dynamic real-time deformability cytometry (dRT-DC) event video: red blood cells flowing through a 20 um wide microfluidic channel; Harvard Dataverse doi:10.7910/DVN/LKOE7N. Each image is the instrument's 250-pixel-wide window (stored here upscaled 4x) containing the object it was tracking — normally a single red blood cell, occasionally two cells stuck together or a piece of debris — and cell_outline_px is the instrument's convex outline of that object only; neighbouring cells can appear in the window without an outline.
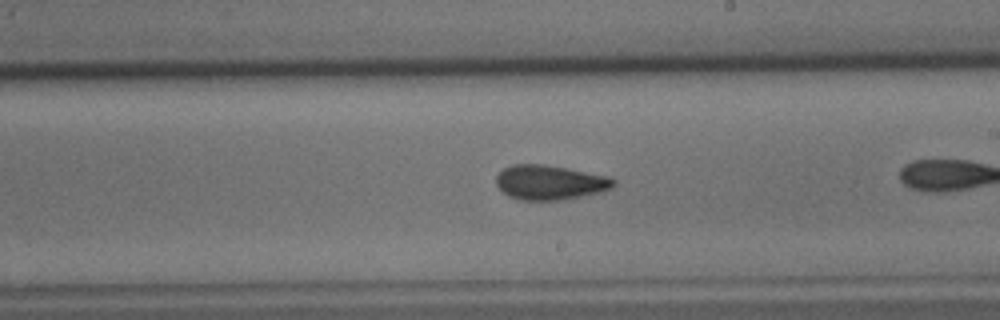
{"species": "common noctule bat (a hibernating species)", "species_latin": "Nyctalus noctula", "temperature_condition": "cold", "stored_images_in_passage": 36, "camera_frame_rate_fps": 3000, "um_per_image_px": 0.085, "animal": {"sex": "male", "body_mass_g": 15.6}, "frame": {"image": 1, "passage_image": 31, "time_ms": 10.0, "image_size_px": [1000, 320], "cell_outline_px": [[616, 184], [612, 188], [600, 192], [560, 200], [520, 200], [508, 196], [496, 184], [496, 176], [504, 168], [512, 164], [540, 164], [564, 168], [608, 176], [616, 180]], "centroid_in_image_um": [46.73, 15.51], "position_along_channel_um": 242.3, "area_um2": 23.47}}